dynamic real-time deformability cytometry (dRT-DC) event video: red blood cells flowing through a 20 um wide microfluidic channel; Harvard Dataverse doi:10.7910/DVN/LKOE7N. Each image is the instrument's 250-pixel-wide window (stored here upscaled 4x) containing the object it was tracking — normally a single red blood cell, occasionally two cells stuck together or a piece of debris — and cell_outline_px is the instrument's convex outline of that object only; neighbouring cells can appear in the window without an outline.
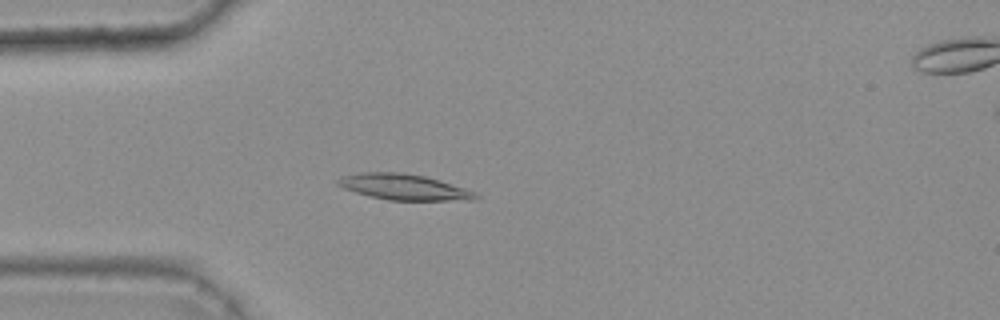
{"species": "common noctule bat (a hibernating species)", "species_latin": "Nyctalus noctula", "temperature_condition": "warm", "stored_images_in_passage": 45, "camera_frame_rate_fps": 3000, "um_per_image_px": 0.085, "animal": {"sex": "female", "body_mass_g": 25.1}, "frame": {"image": 1, "passage_image": 14, "time_ms": 4.333, "image_size_px": [1000, 320], "cell_outline_px": [[480, 196], [476, 200], [388, 200], [356, 192], [344, 188], [336, 184], [336, 180], [340, 176], [360, 172], [404, 172], [424, 176], [440, 180], [476, 192]], "centroid_in_image_um": [34.33, 15.88], "position_along_channel_um": 50.7, "area_um2": 20.75}}
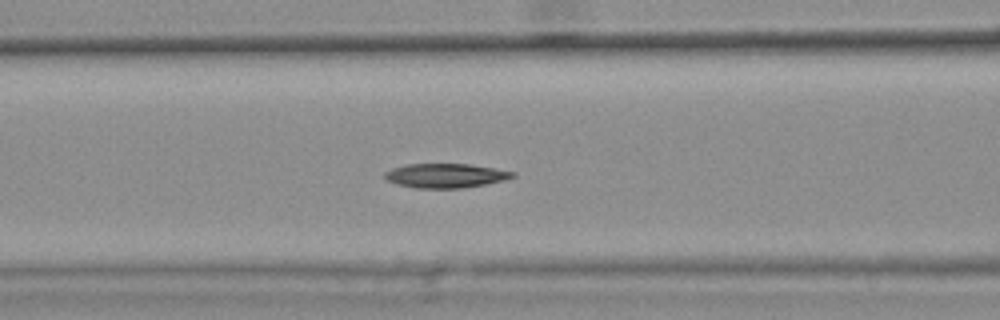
{"frame": {"image": 2, "passage_image": 21, "time_ms": 6.667, "image_size_px": [1000, 320], "cell_outline_px": [[516, 176], [504, 180], [464, 188], [412, 188], [396, 184], [388, 180], [384, 176], [384, 172], [392, 168], [408, 164], [468, 164], [496, 168], [516, 172]], "centroid_in_image_um": [37.88, 14.93], "position_along_channel_um": 128.7, "area_um2": 18.15}}
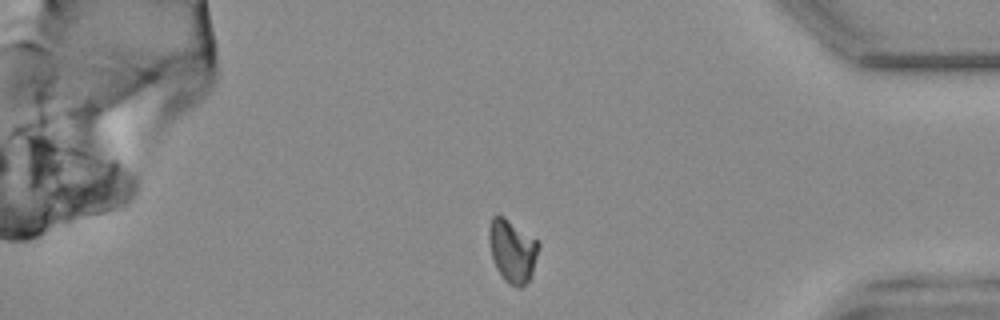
{"frame": {"image": 3, "passage_image": 44, "time_ms": 14.333, "image_size_px": [1000, 320], "cell_outline_px": [[540, 248], [532, 276], [520, 288], [516, 288], [508, 284], [504, 280], [496, 268], [492, 256], [488, 236], [488, 228], [492, 216], [504, 216], [536, 240], [540, 244]], "centroid_in_image_um": [43.56, 21.34], "position_along_channel_um": 391.6, "area_um2": 18.26}}